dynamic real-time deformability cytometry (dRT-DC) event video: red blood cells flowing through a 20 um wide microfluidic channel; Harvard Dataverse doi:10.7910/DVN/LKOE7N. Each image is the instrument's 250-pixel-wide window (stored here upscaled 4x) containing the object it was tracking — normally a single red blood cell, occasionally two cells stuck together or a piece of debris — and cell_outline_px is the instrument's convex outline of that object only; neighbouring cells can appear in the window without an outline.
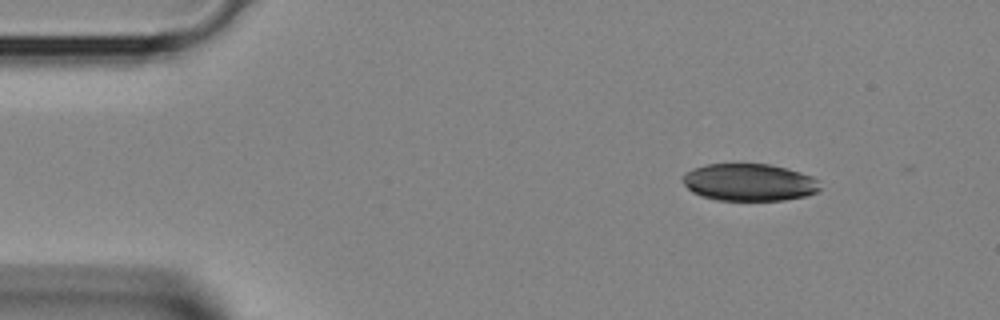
{"species": "Egyptian fruit bat (a non-hibernating species)", "species_latin": "Rousettus aegyptiacus", "temperature_condition": "room temperature", "stored_images_in_passage": 9, "camera_frame_rate_fps": 3000, "um_per_image_px": 0.085, "animal": {"sex": "female"}, "frame": {"image": 1, "passage_image": 2, "time_ms": 0.333, "image_size_px": [1000, 320], "cell_outline_px": [[820, 192], [808, 196], [784, 200], [716, 200], [700, 196], [692, 192], [680, 180], [680, 176], [684, 172], [692, 168], [708, 164], [768, 164], [788, 168], [812, 176], [820, 180]], "centroid_in_image_um": [63.68, 15.5], "position_along_channel_um": 21.3, "area_um2": 30.4}}